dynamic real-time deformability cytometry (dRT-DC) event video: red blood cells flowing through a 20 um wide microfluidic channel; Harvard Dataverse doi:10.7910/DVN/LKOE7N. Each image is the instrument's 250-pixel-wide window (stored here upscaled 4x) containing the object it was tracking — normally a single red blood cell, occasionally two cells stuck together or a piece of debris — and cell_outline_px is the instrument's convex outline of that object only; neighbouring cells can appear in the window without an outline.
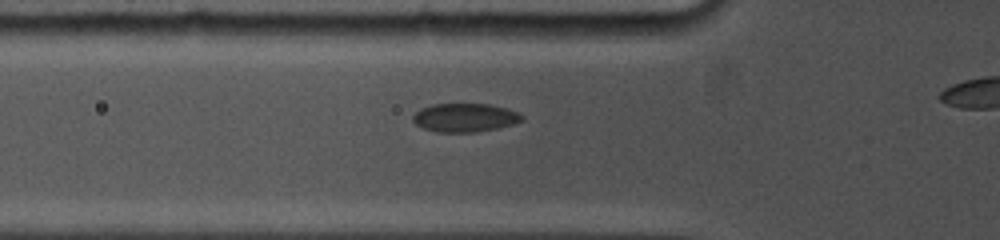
{"species": "common noctule bat (a hibernating species)", "species_latin": "Nyctalus noctula", "temperature_condition": "cold", "stored_images_in_passage": 23, "camera_frame_rate_fps": 5000, "um_per_image_px": 0.085, "animal": {"sex": "female", "body_mass_g": 19.0, "forearm_length_mm": 53.3}, "frame": {"image": 1, "passage_image": 5, "time_ms": 2.8, "image_size_px": [1000, 240], "cell_outline_px": [[524, 120], [512, 124], [496, 128], [476, 132], [436, 132], [424, 128], [416, 124], [412, 120], [412, 116], [420, 108], [432, 104], [488, 104], [520, 112], [524, 116]], "centroid_in_image_um": [39.51, 9.99], "position_along_channel_um": 86.3, "area_um2": 18.15}}
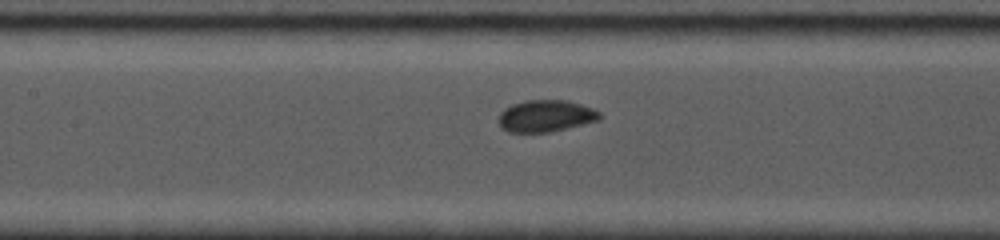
{"frame": {"image": 2, "passage_image": 11, "time_ms": 4.8, "image_size_px": [1000, 240], "cell_outline_px": [[600, 120], [552, 132], [508, 132], [500, 128], [496, 120], [500, 112], [504, 108], [512, 104], [524, 100], [564, 100], [580, 104], [592, 108], [600, 112]], "centroid_in_image_um": [46.33, 9.86], "position_along_channel_um": 161.1, "area_um2": 19.02}}
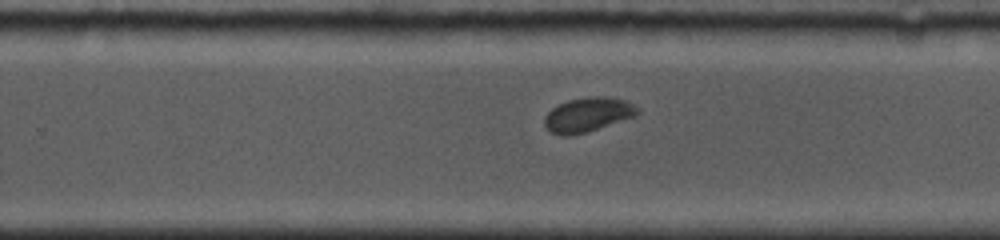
{"frame": {"image": 3, "passage_image": 20, "time_ms": 8.0, "image_size_px": [1000, 240], "cell_outline_px": [[640, 112], [636, 116], [572, 136], [560, 136], [552, 132], [544, 124], [544, 116], [552, 108], [568, 100], [588, 96], [604, 96], [624, 100], [640, 108]], "centroid_in_image_um": [49.96, 9.74], "position_along_channel_um": 279.8, "area_um2": 18.55}}